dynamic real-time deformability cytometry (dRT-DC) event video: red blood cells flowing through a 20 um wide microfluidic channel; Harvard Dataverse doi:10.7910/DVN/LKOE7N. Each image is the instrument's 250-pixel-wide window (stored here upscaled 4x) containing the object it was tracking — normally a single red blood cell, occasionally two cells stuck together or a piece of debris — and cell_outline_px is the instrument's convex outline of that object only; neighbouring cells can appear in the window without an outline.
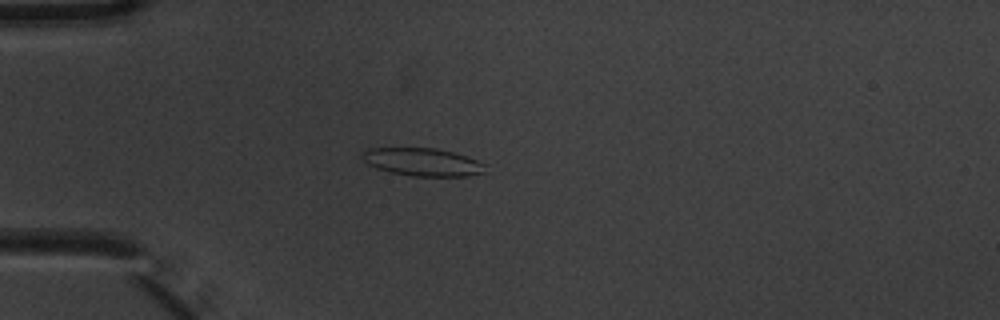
{"species": "common noctule bat (a hibernating species)", "species_latin": "Nyctalus noctula", "temperature_condition": "warm", "stored_images_in_passage": 5, "camera_frame_rate_fps": 3000, "um_per_image_px": 0.085, "animal": {"sex": "male", "body_mass_g": 20.1, "forearm_length_mm": 53.5}, "frame": {"image": 1, "passage_image": 5, "time_ms": 1.333, "image_size_px": [1000, 320], "cell_outline_px": [[484, 172], [468, 176], [412, 176], [392, 172], [376, 168], [368, 164], [360, 156], [360, 152], [368, 148], [436, 148], [452, 152], [476, 160], [484, 164]], "centroid_in_image_um": [35.86, 13.76], "position_along_channel_um": 49.1, "area_um2": 19.83}}